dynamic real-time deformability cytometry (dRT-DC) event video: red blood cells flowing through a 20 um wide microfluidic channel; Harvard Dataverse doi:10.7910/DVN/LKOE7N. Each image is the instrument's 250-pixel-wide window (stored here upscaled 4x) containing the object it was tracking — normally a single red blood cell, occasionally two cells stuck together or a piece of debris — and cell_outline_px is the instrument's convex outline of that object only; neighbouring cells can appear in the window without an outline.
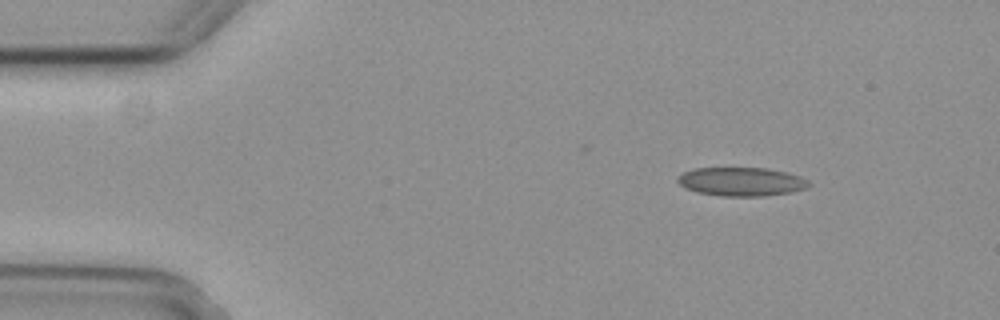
{"species": "common noctule bat (a hibernating species)", "species_latin": "Nyctalus noctula", "temperature_condition": "cold", "stored_images_in_passage": 3, "camera_frame_rate_fps": 3000, "um_per_image_px": 0.085, "animal": {"sex": "female", "body_mass_g": 29.2, "forearm_length_mm": 56.3}, "frame": {"image": 1, "passage_image": 1, "time_ms": 0.0, "image_size_px": [1000, 320], "cell_outline_px": [[812, 184], [808, 188], [792, 192], [764, 196], [724, 196], [700, 192], [688, 188], [680, 184], [676, 180], [684, 172], [692, 168], [768, 168], [788, 172], [800, 176], [808, 180]], "centroid_in_image_um": [63.1, 15.43], "position_along_channel_um": 21.9, "area_um2": 21.91}}